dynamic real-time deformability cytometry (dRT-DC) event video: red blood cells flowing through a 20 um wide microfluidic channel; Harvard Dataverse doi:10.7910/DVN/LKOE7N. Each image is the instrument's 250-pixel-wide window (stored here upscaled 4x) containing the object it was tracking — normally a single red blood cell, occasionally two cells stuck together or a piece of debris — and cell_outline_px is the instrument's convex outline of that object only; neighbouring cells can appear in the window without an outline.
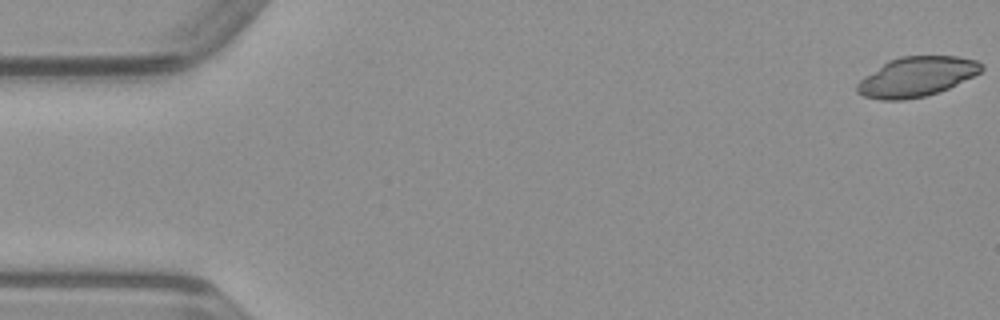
{"species": "common noctule bat (a hibernating species)", "species_latin": "Nyctalus noctula", "temperature_condition": "warm", "stored_images_in_passage": 11, "camera_frame_rate_fps": 3000, "um_per_image_px": 0.085, "animal": {"sex": "male", "body_mass_g": 23.1, "forearm_length_mm": 52.7}, "frame": {"image": 1, "passage_image": 1, "time_ms": 0.0, "image_size_px": [1000, 320], "cell_outline_px": [[984, 68], [980, 72], [940, 92], [924, 96], [904, 100], [880, 100], [864, 96], [856, 92], [856, 84], [864, 76], [888, 60], [900, 56], [956, 56], [976, 60], [984, 64]], "centroid_in_image_um": [77.89, 6.52], "position_along_channel_um": 7.1, "area_um2": 28.78}}